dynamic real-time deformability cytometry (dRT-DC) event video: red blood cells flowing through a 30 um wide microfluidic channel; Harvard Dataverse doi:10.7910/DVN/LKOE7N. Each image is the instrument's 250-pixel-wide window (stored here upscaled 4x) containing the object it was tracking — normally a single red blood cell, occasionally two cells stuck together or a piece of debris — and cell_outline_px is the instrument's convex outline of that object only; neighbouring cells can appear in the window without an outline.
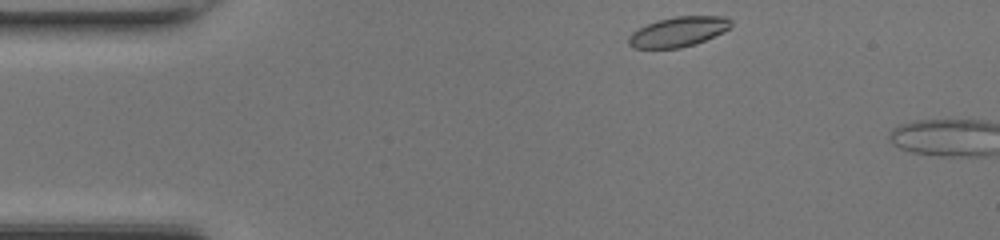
{"species": "common noctule bat (a hibernating species)", "species_latin": "Nyctalus noctula", "temperature_condition": "room temperature", "stored_images_in_passage": 3, "camera_frame_rate_fps": 3000, "um_per_image_px": 0.085, "animal": {"sex": "female", "body_mass_g": 17.0, "forearm_length_mm": 48.0}, "frame": {"image": 1, "passage_image": 1, "time_ms": 0.0, "image_size_px": [1000, 240], "cell_outline_px": [[732, 24], [724, 32], [696, 44], [680, 48], [632, 48], [628, 44], [628, 36], [632, 32], [648, 24], [660, 20], [676, 16], [728, 16], [732, 20]], "centroid_in_image_um": [57.68, 2.7], "position_along_channel_um": 27.3, "area_um2": 17.86}}